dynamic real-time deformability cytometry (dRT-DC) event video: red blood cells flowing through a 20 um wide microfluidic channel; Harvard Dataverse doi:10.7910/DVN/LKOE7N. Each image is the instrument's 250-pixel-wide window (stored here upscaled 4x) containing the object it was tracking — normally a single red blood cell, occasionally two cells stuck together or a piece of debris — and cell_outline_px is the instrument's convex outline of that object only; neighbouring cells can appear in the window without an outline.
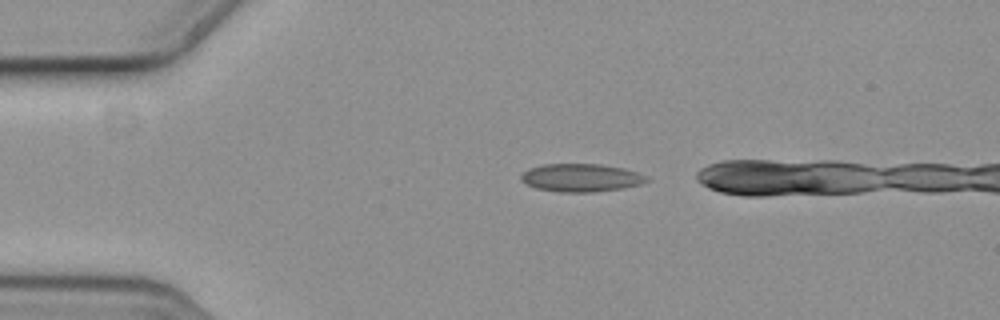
{"species": "common noctule bat (a hibernating species)", "species_latin": "Nyctalus noctula", "temperature_condition": "cold", "stored_images_in_passage": 3, "camera_frame_rate_fps": 3000, "um_per_image_px": 0.085, "animal": {"sex": "female", "body_mass_g": 19.3, "forearm_length_mm": 54.1}, "frame": {"image": 1, "passage_image": 1, "time_ms": 0.0, "image_size_px": [1000, 320], "cell_outline_px": [[648, 180], [640, 184], [624, 188], [592, 192], [560, 192], [536, 188], [520, 180], [520, 176], [528, 168], [544, 164], [600, 164], [624, 168], [648, 176]], "centroid_in_image_um": [49.38, 15.1], "position_along_channel_um": 35.6, "area_um2": 20.46}}